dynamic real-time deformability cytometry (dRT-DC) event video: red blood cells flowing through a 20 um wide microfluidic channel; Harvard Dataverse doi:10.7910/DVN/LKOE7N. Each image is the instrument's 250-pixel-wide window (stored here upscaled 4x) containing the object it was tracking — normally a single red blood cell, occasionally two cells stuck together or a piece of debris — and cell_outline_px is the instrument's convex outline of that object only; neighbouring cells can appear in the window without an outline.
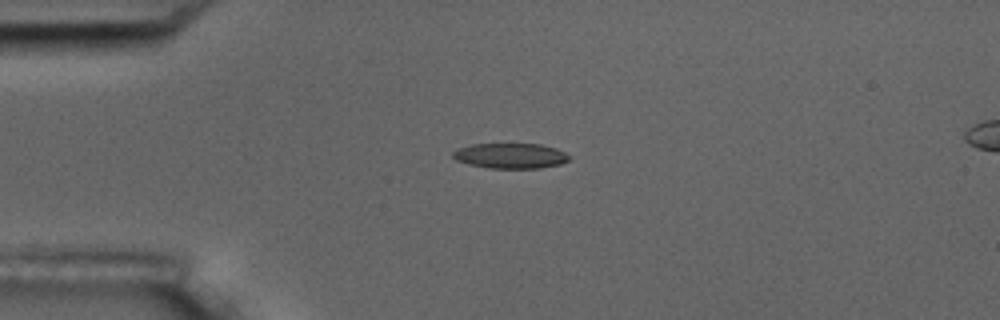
{"species": "common noctule bat (a hibernating species)", "species_latin": "Nyctalus noctula", "temperature_condition": "room temperature", "stored_images_in_passage": 6, "camera_frame_rate_fps": 3000, "um_per_image_px": 0.085, "animal": {"sex": "male", "body_mass_g": 17.5, "forearm_length_mm": 52.3}, "frame": {"image": 1, "passage_image": 4, "time_ms": 3.333, "image_size_px": [1000, 320], "cell_outline_px": [[572, 156], [568, 160], [560, 164], [540, 168], [488, 168], [468, 164], [456, 160], [452, 156], [452, 152], [456, 148], [472, 144], [540, 144], [556, 148]], "centroid_in_image_um": [43.37, 13.24], "position_along_channel_um": 41.6, "area_um2": 17.22}}